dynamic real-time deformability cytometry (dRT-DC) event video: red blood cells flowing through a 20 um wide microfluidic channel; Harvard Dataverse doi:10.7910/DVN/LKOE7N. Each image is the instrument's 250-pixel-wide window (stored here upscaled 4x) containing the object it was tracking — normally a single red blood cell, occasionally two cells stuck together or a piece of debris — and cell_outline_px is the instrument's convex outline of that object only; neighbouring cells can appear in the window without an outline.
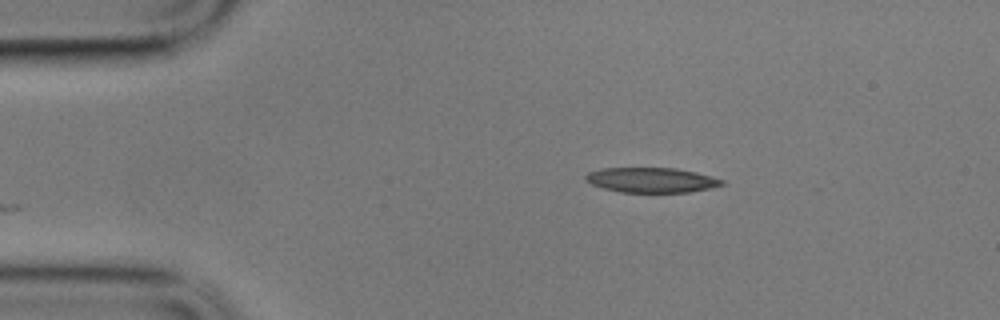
{"species": "common noctule bat (a hibernating species)", "species_latin": "Nyctalus noctula", "temperature_condition": "cold", "stored_images_in_passage": 36, "camera_frame_rate_fps": 3000, "um_per_image_px": 0.085, "animal": {"sex": "male", "body_mass_g": 17.9}, "frame": {"image": 1, "passage_image": 1, "time_ms": 0.0, "image_size_px": [1000, 320], "cell_outline_px": [[724, 184], [708, 188], [688, 192], [620, 192], [604, 188], [592, 184], [584, 180], [584, 176], [588, 172], [600, 168], [676, 168], [696, 172], [712, 176], [724, 180]], "centroid_in_image_um": [55.34, 15.29], "position_along_channel_um": 29.7, "area_um2": 19.77}}
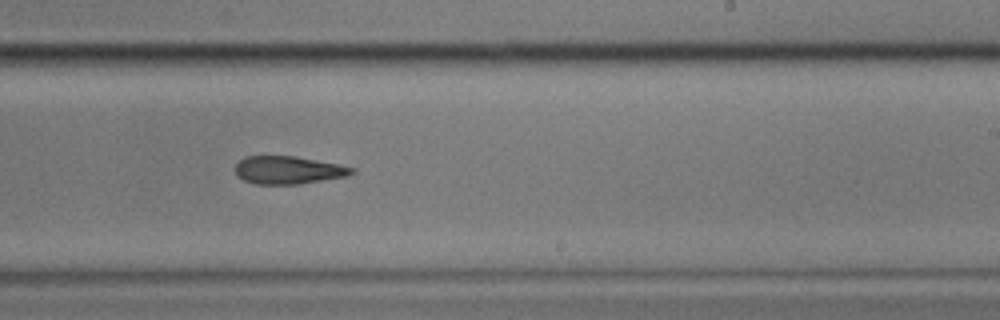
{"frame": {"image": 2, "passage_image": 26, "time_ms": 8.333, "image_size_px": [1000, 320], "cell_outline_px": [[356, 172], [348, 176], [296, 184], [256, 184], [244, 180], [236, 176], [236, 164], [244, 156], [296, 156], [340, 164], [356, 168]], "centroid_in_image_um": [24.53, 14.45], "position_along_channel_um": 264.5, "area_um2": 19.02}}
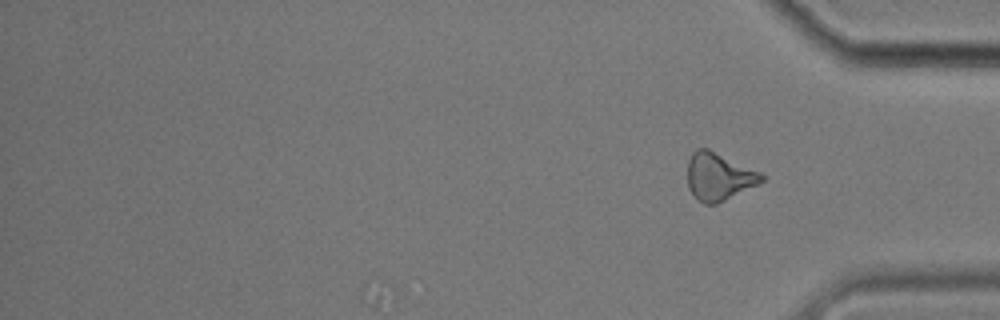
{"frame": {"image": 3, "passage_image": 36, "time_ms": 11.667, "image_size_px": [1000, 320], "cell_outline_px": [[768, 176], [760, 184], [716, 204], [704, 204], [688, 188], [688, 160], [692, 152], [696, 148], [708, 148], [760, 172]], "centroid_in_image_um": [61.12, 15.0], "position_along_channel_um": 374.1, "area_um2": 20.58}, "authors_computed_cell_mechanics": {"area_um2": 19.8543, "velocity_mm_per_s": 3.3984, "shape_relaxation_time_tau1_ms": null, "shape_relaxation_time_tau2_ms": 9.8168, "deformation_change_tau1": null, "deformation_change_tau2": 0.2364}}